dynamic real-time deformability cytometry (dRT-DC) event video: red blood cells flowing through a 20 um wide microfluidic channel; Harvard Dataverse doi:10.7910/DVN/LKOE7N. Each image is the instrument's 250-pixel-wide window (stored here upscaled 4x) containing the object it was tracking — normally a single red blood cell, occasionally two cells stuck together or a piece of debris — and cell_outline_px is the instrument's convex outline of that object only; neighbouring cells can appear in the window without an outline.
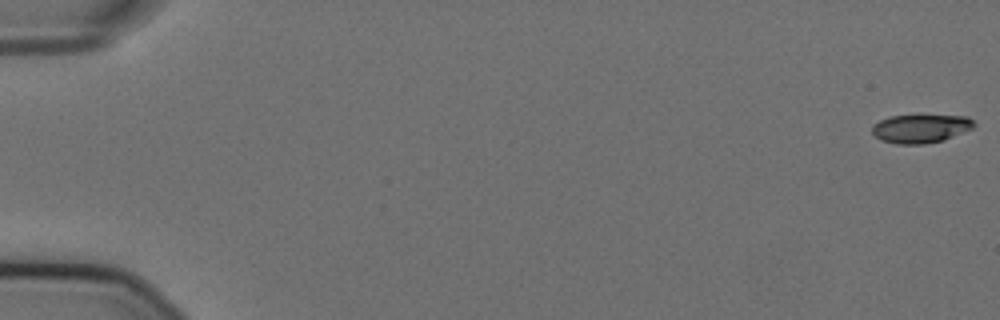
{"species": "Egyptian fruit bat (a non-hibernating species)", "species_latin": "Rousettus aegyptiacus", "temperature_condition": "cold", "stored_images_in_passage": 57, "camera_frame_rate_fps": 3000, "um_per_image_px": 0.085, "animal": {"sex": "female"}, "frame": {"image": 1, "passage_image": 1, "time_ms": 0.0, "image_size_px": [1000, 320], "cell_outline_px": [[976, 124], [972, 128], [944, 140], [924, 144], [896, 144], [880, 140], [872, 132], [872, 124], [880, 120], [892, 116], [968, 116]], "centroid_in_image_um": [78.23, 10.94], "position_along_channel_um": 6.8, "area_um2": 16.76}}
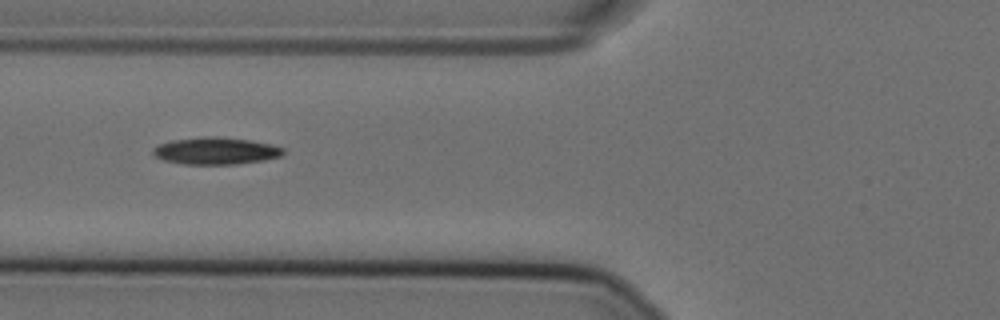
{"frame": {"image": 2, "passage_image": 23, "time_ms": 7.333, "image_size_px": [1000, 320], "cell_outline_px": [[284, 152], [280, 156], [264, 160], [236, 164], [184, 164], [164, 160], [156, 156], [152, 152], [152, 148], [160, 144], [172, 140], [208, 136], [216, 136], [248, 140], [272, 144], [284, 148]], "centroid_in_image_um": [18.35, 12.82], "position_along_channel_um": 107.5, "area_um2": 20.4}}
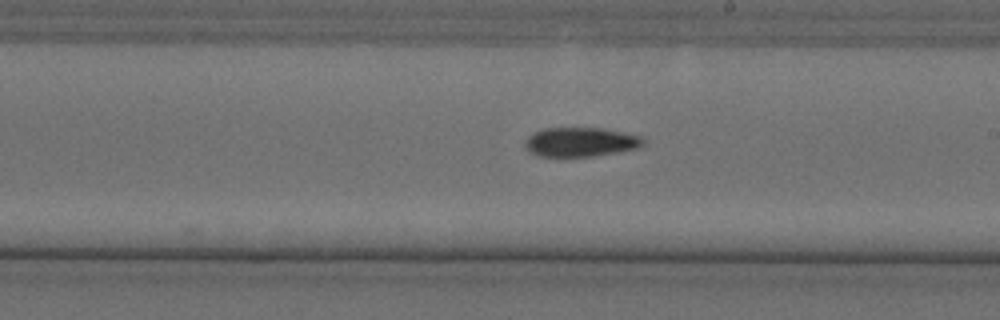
{"frame": {"image": 3, "passage_image": 34, "time_ms": 11.0, "image_size_px": [1000, 320], "cell_outline_px": [[644, 144], [636, 148], [616, 152], [592, 156], [540, 156], [528, 152], [524, 148], [524, 140], [532, 132], [544, 128], [604, 128], [640, 136], [644, 140]], "centroid_in_image_um": [49.27, 12.06], "position_along_channel_um": 239.7, "area_um2": 20.17}, "authors_computed_cell_mechanics": {"area_um2": 19.3052, "velocity_mm_per_s": 3.5981, "shape_relaxation_time_tau1_ms": 5.6107, "shape_relaxation_time_tau2_ms": null, "deformation_change_tau1": 0.1539, "deformation_change_tau2": null}}